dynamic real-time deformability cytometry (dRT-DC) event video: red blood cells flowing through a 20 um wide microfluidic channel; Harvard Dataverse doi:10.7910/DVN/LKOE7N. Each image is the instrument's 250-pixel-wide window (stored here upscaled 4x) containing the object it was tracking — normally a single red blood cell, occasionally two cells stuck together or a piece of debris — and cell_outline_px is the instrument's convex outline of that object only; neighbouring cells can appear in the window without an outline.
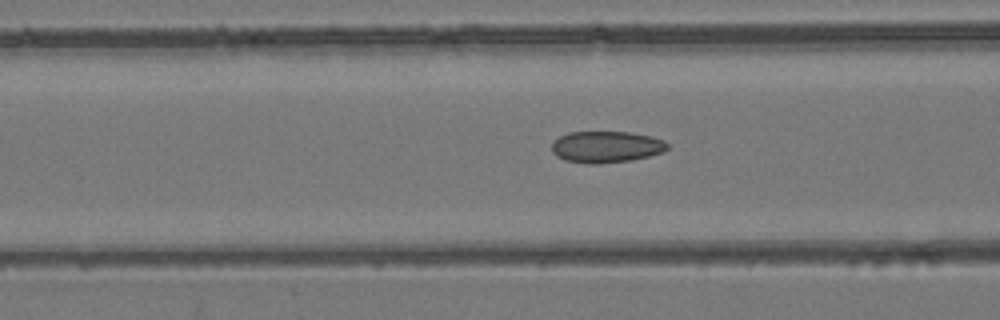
{"species": "common noctule bat (a hibernating species)", "species_latin": "Nyctalus noctula", "temperature_condition": "room temperature", "stored_images_in_passage": 54, "camera_frame_rate_fps": 3000, "um_per_image_px": 0.085, "animal": {"sex": "female", "body_mass_g": 24.6, "forearm_length_mm": 56.2}, "frame": {"image": 1, "passage_image": 21, "time_ms": 6.667, "image_size_px": [1000, 320], "cell_outline_px": [[668, 148], [664, 152], [632, 160], [596, 164], [592, 164], [564, 160], [556, 156], [552, 152], [552, 144], [560, 136], [568, 132], [628, 132], [652, 136], [664, 140], [668, 144]], "centroid_in_image_um": [51.54, 12.48], "position_along_channel_um": 115.1, "area_um2": 21.27}}
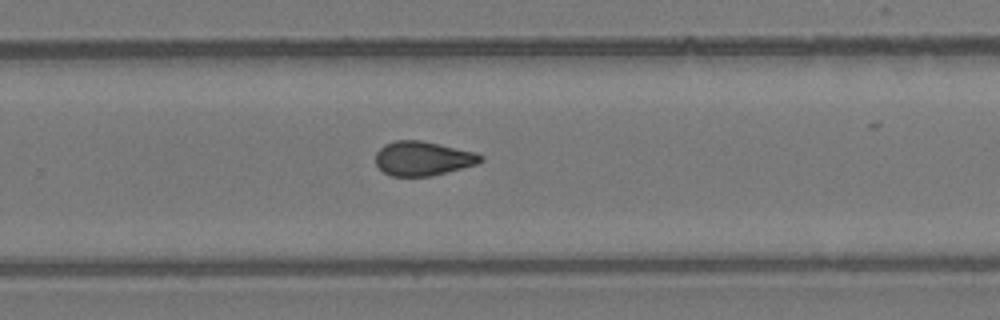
{"frame": {"image": 2, "passage_image": 35, "time_ms": 11.333, "image_size_px": [1000, 320], "cell_outline_px": [[484, 160], [476, 164], [432, 176], [392, 176], [384, 172], [376, 164], [376, 152], [384, 144], [396, 140], [420, 140], [440, 144], [476, 152], [484, 156]], "centroid_in_image_um": [35.95, 13.46], "position_along_channel_um": 293.8, "area_um2": 20.98}}
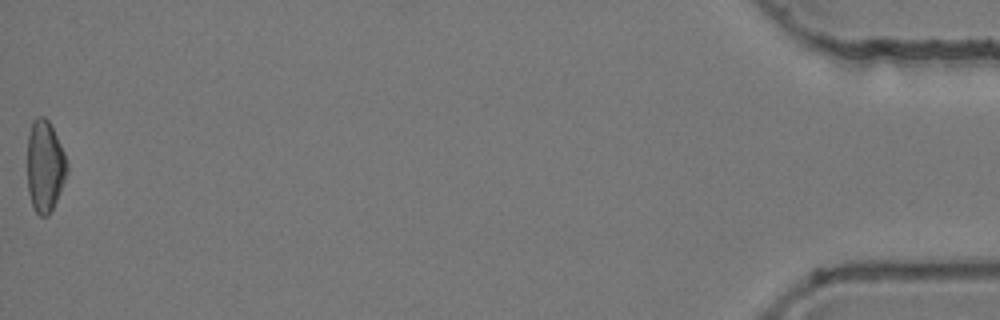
{"frame": {"image": 3, "passage_image": 54, "time_ms": 17.667, "image_size_px": [1000, 320], "cell_outline_px": [[68, 172], [56, 200], [48, 216], [40, 216], [36, 212], [32, 204], [28, 192], [28, 136], [32, 120], [36, 116], [44, 116], [48, 120], [64, 152], [68, 164]], "centroid_in_image_um": [3.81, 14.11], "position_along_channel_um": 431.4, "area_um2": 21.04}, "authors_computed_cell_mechanics": {"area_um2": 21.2415, "velocity_mm_per_s": 3.8427, "shape_relaxation_time_tau1_ms": null, "shape_relaxation_time_tau2_ms": 3.0641, "deformation_change_tau1": null, "deformation_change_tau2": 0.0746}}